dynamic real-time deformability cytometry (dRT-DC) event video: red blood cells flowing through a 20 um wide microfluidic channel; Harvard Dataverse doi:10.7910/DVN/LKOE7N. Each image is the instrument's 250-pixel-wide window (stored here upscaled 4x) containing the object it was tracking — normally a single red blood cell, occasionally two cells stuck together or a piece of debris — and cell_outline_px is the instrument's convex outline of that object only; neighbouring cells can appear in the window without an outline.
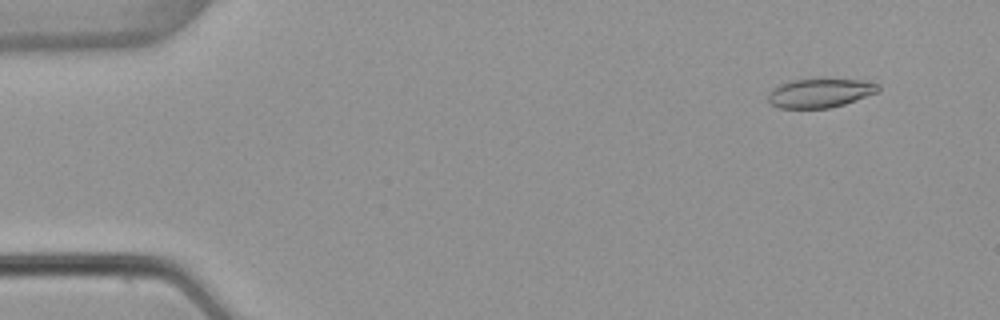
{"species": "common noctule bat (a hibernating species)", "species_latin": "Nyctalus noctula", "temperature_condition": "warm", "stored_images_in_passage": 53, "camera_frame_rate_fps": 3000, "um_per_image_px": 0.085, "animal": {"sex": "female", "body_mass_g": 22.7, "forearm_length_mm": 54.2}, "frame": {"image": 1, "passage_image": 5, "time_ms": 1.333, "image_size_px": [1000, 320], "cell_outline_px": [[880, 92], [844, 104], [828, 108], [780, 108], [772, 104], [768, 100], [768, 92], [772, 88], [780, 84], [792, 80], [824, 76], [864, 80], [880, 84]], "centroid_in_image_um": [69.75, 7.85], "position_along_channel_um": 15.2, "area_um2": 19.54}}
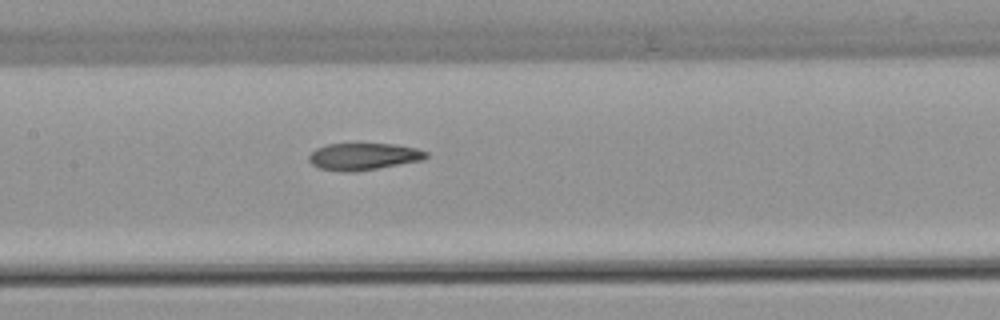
{"frame": {"image": 2, "passage_image": 26, "time_ms": 8.333, "image_size_px": [1000, 320], "cell_outline_px": [[428, 156], [424, 160], [356, 172], [340, 172], [320, 168], [312, 164], [308, 160], [308, 156], [316, 148], [328, 144], [392, 144], [416, 148], [428, 152]], "centroid_in_image_um": [30.9, 13.31], "position_along_channel_um": 176.5, "area_um2": 18.5}}
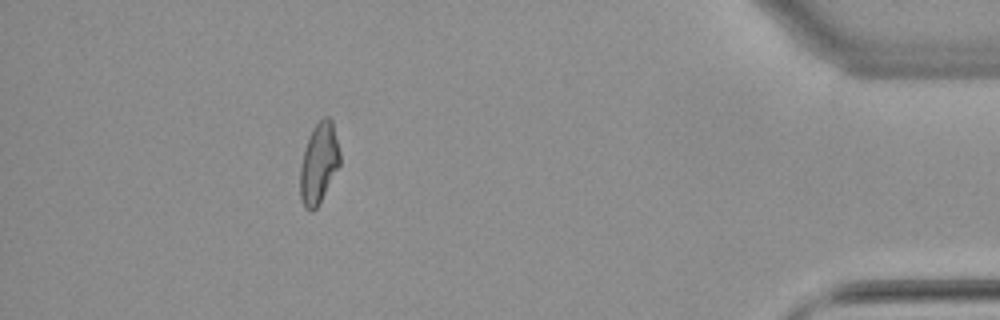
{"frame": {"image": 3, "passage_image": 48, "time_ms": 15.667, "image_size_px": [1000, 320], "cell_outline_px": [[340, 164], [316, 208], [312, 212], [308, 212], [304, 208], [300, 196], [300, 168], [304, 148], [312, 128], [324, 116], [328, 116], [332, 120], [340, 152]], "centroid_in_image_um": [27.09, 13.87], "position_along_channel_um": 408.1, "area_um2": 18.61}, "authors_computed_cell_mechanics": {"area_um2": 19.074, "velocity_mm_per_s": 3.8924, "shape_relaxation_time_tau1_ms": null, "shape_relaxation_time_tau2_ms": 3.4079, "deformation_change_tau1": null, "deformation_change_tau2": 0.1173}}